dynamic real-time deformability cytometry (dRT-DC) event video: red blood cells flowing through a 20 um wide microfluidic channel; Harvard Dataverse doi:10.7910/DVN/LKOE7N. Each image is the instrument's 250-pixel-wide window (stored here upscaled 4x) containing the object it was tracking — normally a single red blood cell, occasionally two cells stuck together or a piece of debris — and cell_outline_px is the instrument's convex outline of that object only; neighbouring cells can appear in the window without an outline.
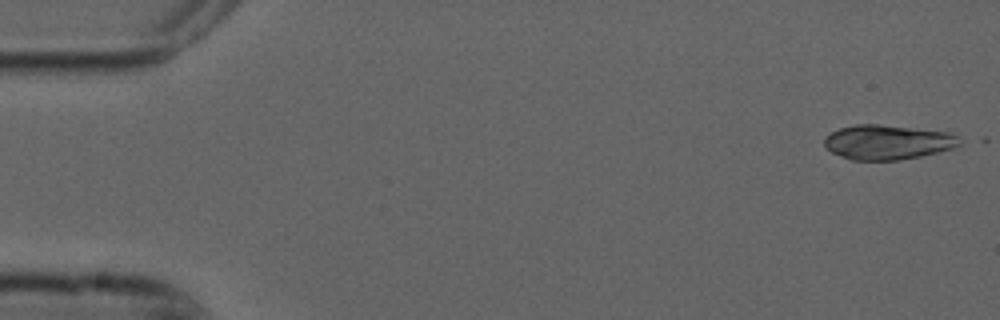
{"species": "common noctule bat (a hibernating species)", "species_latin": "Nyctalus noctula", "temperature_condition": "cold", "stored_images_in_passage": 2, "camera_frame_rate_fps": 3000, "um_per_image_px": 0.085, "animal": {"sex": "male", "forearm_length_mm": 52.5}, "frame": {"image": 1, "passage_image": 1, "time_ms": 0.0, "image_size_px": [1000, 320], "cell_outline_px": [[960, 144], [952, 148], [920, 156], [896, 160], [852, 160], [832, 152], [824, 144], [824, 140], [832, 132], [840, 128], [856, 124], [876, 124], [948, 132], [956, 136]], "centroid_in_image_um": [75.42, 12.08], "position_along_channel_um": 9.6, "area_um2": 26.7}}